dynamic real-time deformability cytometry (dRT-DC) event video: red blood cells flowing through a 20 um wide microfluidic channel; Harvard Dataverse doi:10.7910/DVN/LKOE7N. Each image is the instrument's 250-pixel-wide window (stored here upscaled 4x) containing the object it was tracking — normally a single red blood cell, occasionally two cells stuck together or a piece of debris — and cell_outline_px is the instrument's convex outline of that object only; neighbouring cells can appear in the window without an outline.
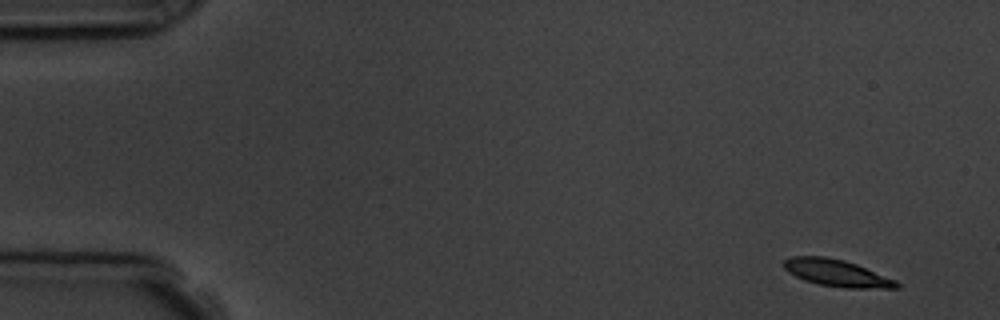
{"species": "common noctule bat (a hibernating species)", "species_latin": "Nyctalus noctula", "temperature_condition": "room temperature", "stored_images_in_passage": 7, "camera_frame_rate_fps": 3000, "um_per_image_px": 0.085, "animal": {"sex": "male", "body_mass_g": 19.5, "forearm_length_mm": 54.6}, "frame": {"image": 1, "passage_image": 1, "time_ms": 0.0, "image_size_px": [1000, 320], "cell_outline_px": [[900, 288], [844, 288], [820, 284], [804, 280], [788, 272], [780, 264], [784, 260], [792, 256], [828, 256], [844, 260], [856, 264], [896, 280], [900, 284]], "centroid_in_image_um": [71.1, 23.2], "position_along_channel_um": 13.9, "area_um2": 17.74}}